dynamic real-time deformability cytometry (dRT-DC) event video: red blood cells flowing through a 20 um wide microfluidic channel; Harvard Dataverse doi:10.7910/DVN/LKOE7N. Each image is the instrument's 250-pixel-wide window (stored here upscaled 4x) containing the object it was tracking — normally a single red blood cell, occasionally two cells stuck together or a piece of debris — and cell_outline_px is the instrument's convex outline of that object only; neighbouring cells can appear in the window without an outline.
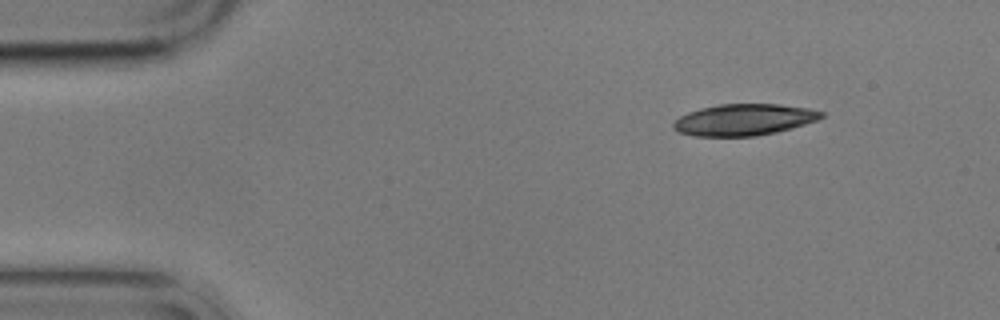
{"species": "common noctule bat (a hibernating species)", "species_latin": "Nyctalus noctula", "temperature_condition": "cold", "stored_images_in_passage": 9, "camera_frame_rate_fps": 3000, "um_per_image_px": 0.085, "animal": {"sex": "male", "body_mass_g": 17.9}, "frame": {"image": 1, "passage_image": 1, "time_ms": 0.0, "image_size_px": [1000, 320], "cell_outline_px": [[824, 116], [816, 120], [792, 128], [776, 132], [756, 136], [692, 136], [680, 132], [672, 128], [672, 124], [680, 116], [688, 112], [700, 108], [720, 104], [780, 104], [808, 108], [824, 112]], "centroid_in_image_um": [63.22, 10.17], "position_along_channel_um": 21.8, "area_um2": 27.11}}